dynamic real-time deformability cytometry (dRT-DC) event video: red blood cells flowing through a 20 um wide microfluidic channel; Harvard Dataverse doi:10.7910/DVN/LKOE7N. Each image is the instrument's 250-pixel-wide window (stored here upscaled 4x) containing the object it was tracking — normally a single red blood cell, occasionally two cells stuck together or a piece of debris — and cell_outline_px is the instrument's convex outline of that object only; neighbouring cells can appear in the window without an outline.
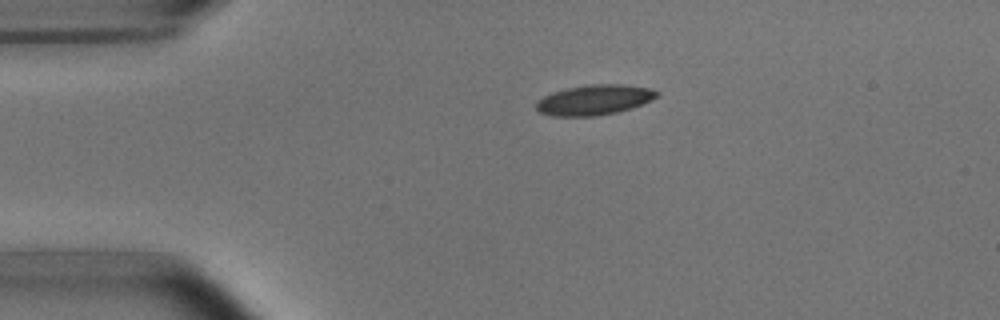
{"species": "common noctule bat (a hibernating species)", "species_latin": "Nyctalus noctula", "temperature_condition": "room temperature", "stored_images_in_passage": 2, "camera_frame_rate_fps": 3000, "um_per_image_px": 0.085, "animal": {"sex": "male", "body_mass_g": 15.6}, "frame": {"image": 1, "passage_image": 1, "time_ms": 0.0, "image_size_px": [1000, 320], "cell_outline_px": [[660, 92], [652, 100], [632, 108], [616, 112], [596, 116], [552, 116], [540, 112], [536, 108], [536, 104], [544, 96], [552, 92], [568, 88], [588, 84], [624, 84], [648, 88]], "centroid_in_image_um": [50.53, 8.49], "position_along_channel_um": 34.5, "area_um2": 21.1}}
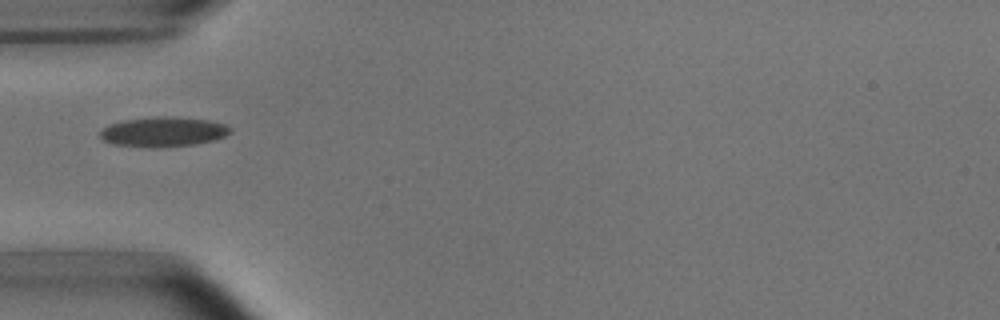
{"frame": {"image": 2, "passage_image": 2, "time_ms": 2.0, "image_size_px": [1000, 320], "cell_outline_px": [[232, 132], [216, 140], [196, 144], [156, 148], [148, 148], [112, 144], [104, 140], [100, 136], [100, 132], [108, 124], [124, 120], [156, 116], [160, 116], [208, 120], [224, 124], [232, 128]], "centroid_in_image_um": [13.88, 11.22], "position_along_channel_um": 71.1, "area_um2": 22.72}}